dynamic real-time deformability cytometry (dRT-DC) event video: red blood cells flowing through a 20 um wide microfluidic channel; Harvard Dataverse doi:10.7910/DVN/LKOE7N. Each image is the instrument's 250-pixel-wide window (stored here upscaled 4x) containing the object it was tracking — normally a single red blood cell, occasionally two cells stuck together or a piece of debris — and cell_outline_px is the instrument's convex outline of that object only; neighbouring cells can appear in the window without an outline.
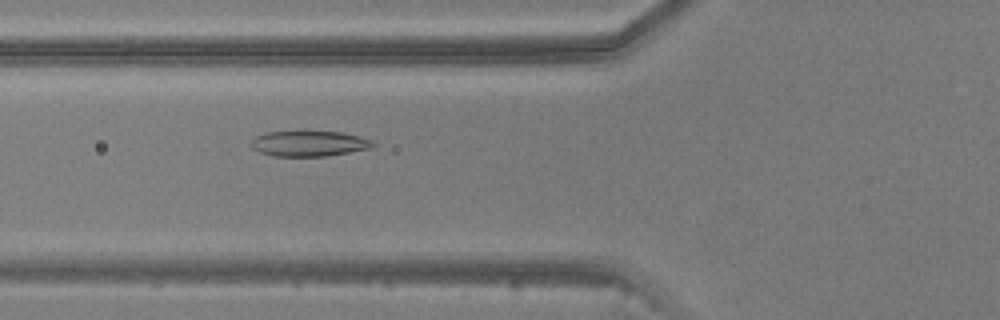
{"species": "common noctule bat (a hibernating species)", "species_latin": "Nyctalus noctula", "temperature_condition": "warm", "stored_images_in_passage": 5, "camera_frame_rate_fps": 3000, "um_per_image_px": 0.085, "animal": {"sex": "male", "body_mass_g": 20.5, "forearm_length_mm": 52.5}, "frame": {"image": 1, "passage_image": 5, "time_ms": 4.667, "image_size_px": [1000, 320], "cell_outline_px": [[376, 144], [372, 148], [324, 156], [272, 156], [260, 152], [252, 148], [248, 144], [256, 136], [268, 132], [344, 132], [360, 136], [372, 140]], "centroid_in_image_um": [26.27, 12.21], "position_along_channel_um": 99.5, "area_um2": 18.03}}